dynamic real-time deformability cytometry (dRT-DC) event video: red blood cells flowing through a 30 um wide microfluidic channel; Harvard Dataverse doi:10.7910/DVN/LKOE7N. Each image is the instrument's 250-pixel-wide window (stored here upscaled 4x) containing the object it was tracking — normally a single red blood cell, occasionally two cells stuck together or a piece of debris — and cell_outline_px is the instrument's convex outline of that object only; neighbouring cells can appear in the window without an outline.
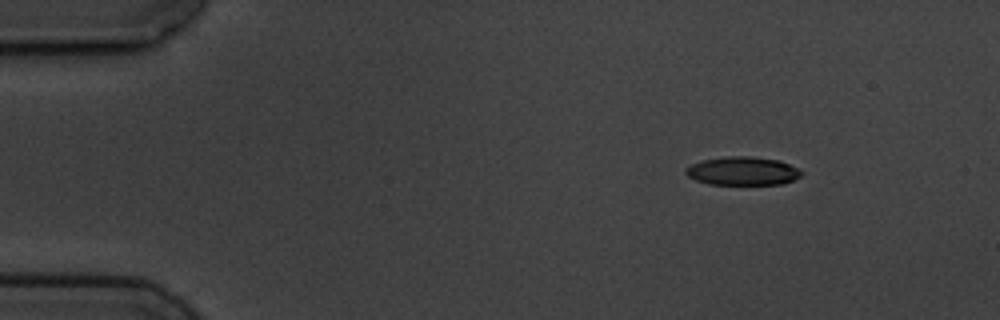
{"species": "common noctule bat (a hibernating species)", "species_latin": "Nyctalus noctula", "temperature_condition": "cold", "stored_images_in_passage": 9, "camera_frame_rate_fps": 3000, "um_per_image_px": 0.085, "animal": {"sex": "male", "body_mass_g": 19.5, "forearm_length_mm": 54.6}, "frame": {"image": 1, "passage_image": 1, "time_ms": 0.0, "image_size_px": [1000, 320], "cell_outline_px": [[804, 172], [800, 176], [784, 184], [708, 184], [696, 180], [688, 176], [684, 172], [684, 168], [700, 160], [724, 156], [748, 156], [776, 160], [788, 164]], "centroid_in_image_um": [63.07, 14.53], "position_along_channel_um": 21.9, "area_um2": 19.13}}
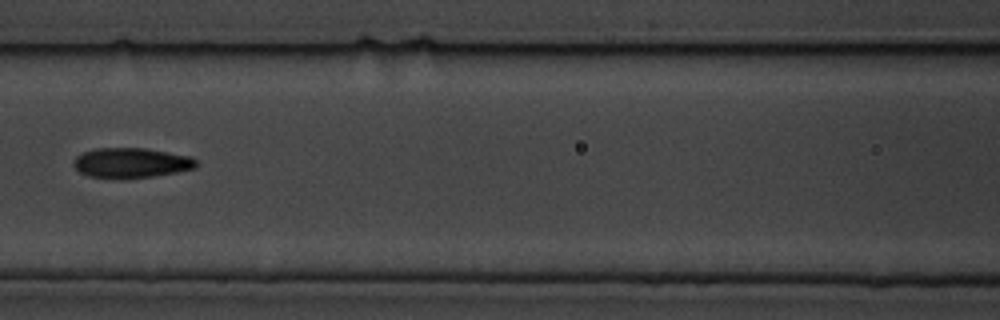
{"frame": {"image": 2, "passage_image": 6, "time_ms": 6.0, "image_size_px": [1000, 320], "cell_outline_px": [[196, 168], [176, 172], [128, 180], [120, 180], [88, 176], [80, 172], [72, 164], [72, 160], [76, 156], [84, 152], [96, 148], [144, 148], [192, 156], [196, 160]], "centroid_in_image_um": [11.12, 13.86], "position_along_channel_um": 155.5, "area_um2": 21.85}}
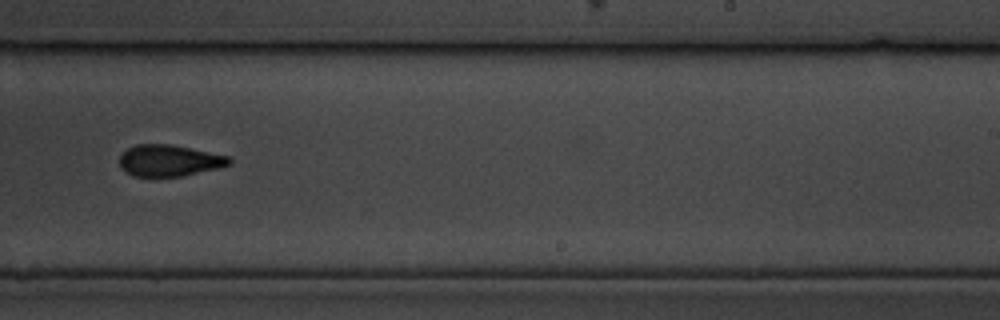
{"frame": {"image": 3, "passage_image": 9, "time_ms": 9.333, "image_size_px": [1000, 320], "cell_outline_px": [[232, 164], [216, 168], [180, 176], [132, 176], [120, 168], [120, 156], [128, 148], [136, 144], [168, 144], [228, 156], [232, 160]], "centroid_in_image_um": [14.35, 13.65], "position_along_channel_um": 274.7, "area_um2": 19.77}}